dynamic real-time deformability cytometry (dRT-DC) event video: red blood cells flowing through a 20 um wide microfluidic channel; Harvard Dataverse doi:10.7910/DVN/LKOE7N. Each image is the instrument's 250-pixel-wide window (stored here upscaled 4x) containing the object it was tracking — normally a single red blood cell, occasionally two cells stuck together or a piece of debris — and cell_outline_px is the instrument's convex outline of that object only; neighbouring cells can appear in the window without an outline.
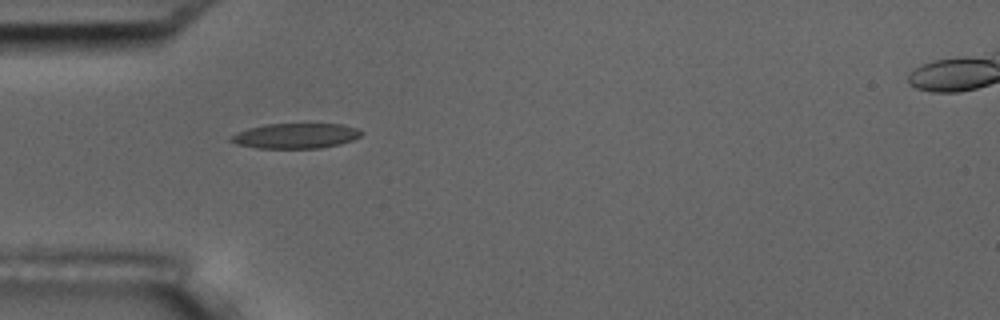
{"species": "common noctule bat (a hibernating species)", "species_latin": "Nyctalus noctula", "temperature_condition": "room temperature", "stored_images_in_passage": 2, "camera_frame_rate_fps": 3000, "um_per_image_px": 0.085, "animal": {"sex": "male", "body_mass_g": 17.5, "forearm_length_mm": 52.3}, "frame": {"image": 1, "passage_image": 1, "time_ms": 0.0, "image_size_px": [1000, 320], "cell_outline_px": [[364, 132], [360, 136], [352, 140], [340, 144], [320, 148], [256, 148], [236, 144], [228, 140], [228, 136], [236, 132], [248, 128], [264, 124], [340, 124], [356, 128]], "centroid_in_image_um": [25.07, 11.55], "position_along_channel_um": 59.9, "area_um2": 19.25}}